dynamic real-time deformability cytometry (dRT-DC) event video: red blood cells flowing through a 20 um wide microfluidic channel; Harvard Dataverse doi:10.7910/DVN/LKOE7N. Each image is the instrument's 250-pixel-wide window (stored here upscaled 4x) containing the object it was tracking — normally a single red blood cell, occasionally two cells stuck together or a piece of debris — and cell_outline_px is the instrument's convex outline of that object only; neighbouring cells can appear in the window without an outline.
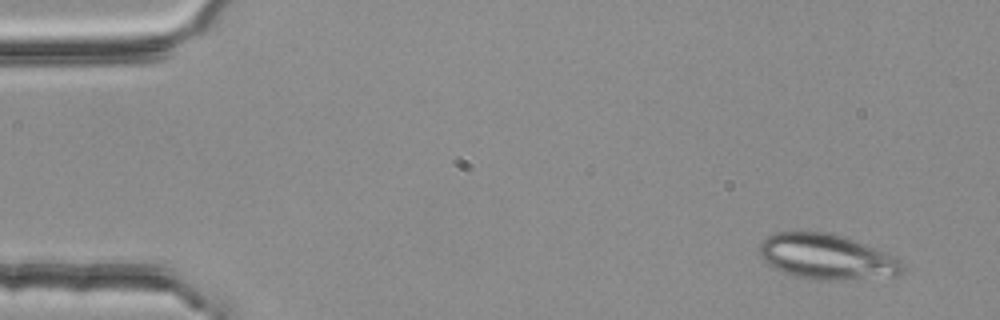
{"species": "common noctule bat (a hibernating species)", "species_latin": "Nyctalus noctula", "temperature_condition": "room temperature", "stored_images_in_passage": 3, "camera_frame_rate_fps": 3000, "um_per_image_px": 0.085, "animal": {"sex": "female", "body_mass_g": 25.1}, "frame": {"image": 1, "passage_image": 1, "time_ms": 0.0, "image_size_px": [1000, 320], "cell_outline_px": [[904, 268], [900, 276], [844, 280], [820, 280], [796, 276], [772, 268], [760, 256], [760, 244], [768, 236], [776, 232], [832, 232], [884, 252], [900, 260]], "centroid_in_image_um": [70.27, 21.84], "position_along_channel_um": 14.7, "area_um2": 37.57}}